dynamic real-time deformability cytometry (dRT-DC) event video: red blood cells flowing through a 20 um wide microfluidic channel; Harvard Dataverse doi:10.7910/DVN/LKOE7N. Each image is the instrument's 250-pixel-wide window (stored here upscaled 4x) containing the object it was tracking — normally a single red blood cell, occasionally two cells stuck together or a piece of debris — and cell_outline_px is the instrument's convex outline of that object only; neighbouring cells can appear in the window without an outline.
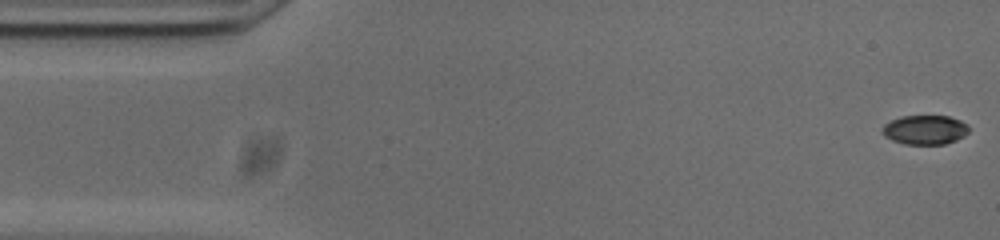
{"species": "common noctule bat (a hibernating species)", "species_latin": "Nyctalus noctula", "temperature_condition": "cold", "stored_images_in_passage": 53, "camera_frame_rate_fps": 3000, "um_per_image_px": 0.085, "animal": {"sex": "male", "body_mass_g": 20.0, "forearm_length_mm": 53.3}, "frame": {"image": 1, "passage_image": 1, "time_ms": 0.0, "image_size_px": [1000, 240], "cell_outline_px": [[968, 132], [964, 136], [956, 140], [944, 144], [904, 144], [892, 140], [884, 136], [880, 132], [884, 124], [900, 116], [948, 116], [960, 120], [968, 124]], "centroid_in_image_um": [78.6, 11.03], "position_along_channel_um": 6.4, "area_um2": 14.85}}
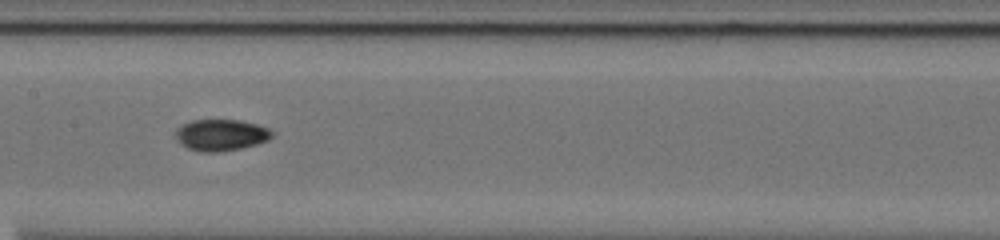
{"frame": {"image": 2, "passage_image": 25, "time_ms": 8.0, "image_size_px": [1000, 240], "cell_outline_px": [[272, 136], [268, 140], [256, 144], [240, 148], [216, 152], [200, 152], [188, 148], [180, 144], [176, 140], [176, 128], [192, 120], [240, 120], [256, 124], [268, 128], [272, 132]], "centroid_in_image_um": [18.75, 11.47], "position_along_channel_um": 188.6, "area_um2": 17.57}}
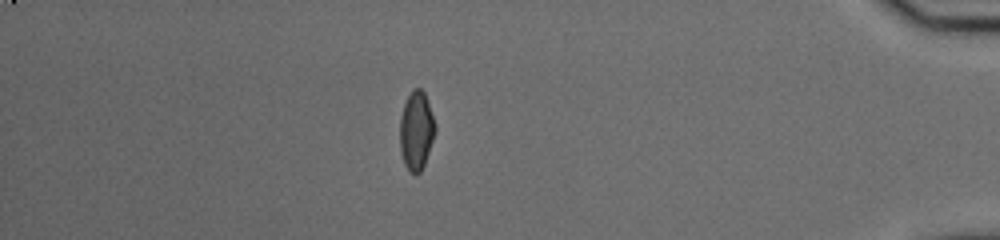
{"frame": {"image": 3, "passage_image": 46, "time_ms": 15.0, "image_size_px": [1000, 240], "cell_outline_px": [[436, 132], [424, 164], [420, 172], [416, 176], [408, 172], [404, 164], [400, 152], [400, 116], [404, 104], [412, 88], [420, 88], [424, 92], [436, 124]], "centroid_in_image_um": [35.38, 11.13], "position_along_channel_um": 399.8, "area_um2": 16.42}, "authors_computed_cell_mechanics": {"area_um2": 16.3574, "velocity_mm_per_s": 3.7559, "shape_relaxation_time_tau1_ms": 8.0746, "shape_relaxation_time_tau2_ms": 3.4371, "deformation_change_tau1": 0.194, "deformation_change_tau2": 0.0542}}